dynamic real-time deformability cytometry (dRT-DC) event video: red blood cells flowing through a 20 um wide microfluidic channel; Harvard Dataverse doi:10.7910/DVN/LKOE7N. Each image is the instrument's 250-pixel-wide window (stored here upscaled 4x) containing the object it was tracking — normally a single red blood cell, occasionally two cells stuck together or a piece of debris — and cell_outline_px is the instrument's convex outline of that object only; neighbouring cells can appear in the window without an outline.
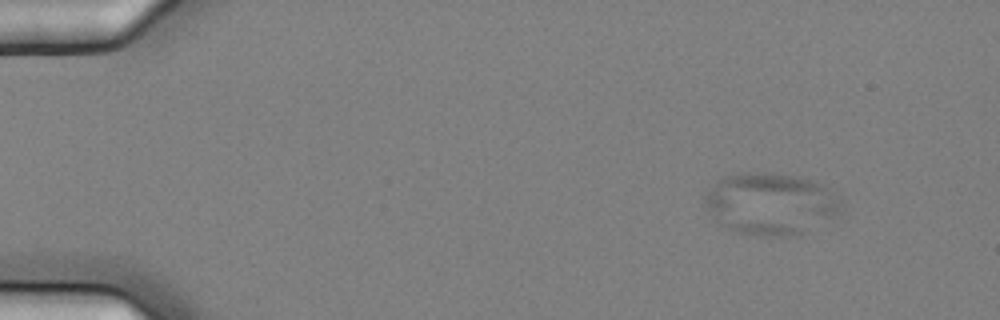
{"species": "common noctule bat (a hibernating species)", "species_latin": "Nyctalus noctula", "temperature_condition": "cold", "stored_images_in_passage": 6, "camera_frame_rate_fps": 3000, "um_per_image_px": 0.085, "animal": {"sex": "female", "body_mass_g": 25.1}, "frame": {"image": 1, "passage_image": 2, "time_ms": 0.333, "image_size_px": [1000, 320], "cell_outline_px": [[840, 204], [836, 212], [832, 216], [804, 232], [768, 236], [740, 232], [728, 228], [708, 212], [704, 204], [704, 196], [724, 176], [740, 172], [764, 172], [796, 176], [812, 180], [828, 188], [840, 196]], "centroid_in_image_um": [65.47, 17.27], "position_along_channel_um": 19.5, "area_um2": 47.92}}